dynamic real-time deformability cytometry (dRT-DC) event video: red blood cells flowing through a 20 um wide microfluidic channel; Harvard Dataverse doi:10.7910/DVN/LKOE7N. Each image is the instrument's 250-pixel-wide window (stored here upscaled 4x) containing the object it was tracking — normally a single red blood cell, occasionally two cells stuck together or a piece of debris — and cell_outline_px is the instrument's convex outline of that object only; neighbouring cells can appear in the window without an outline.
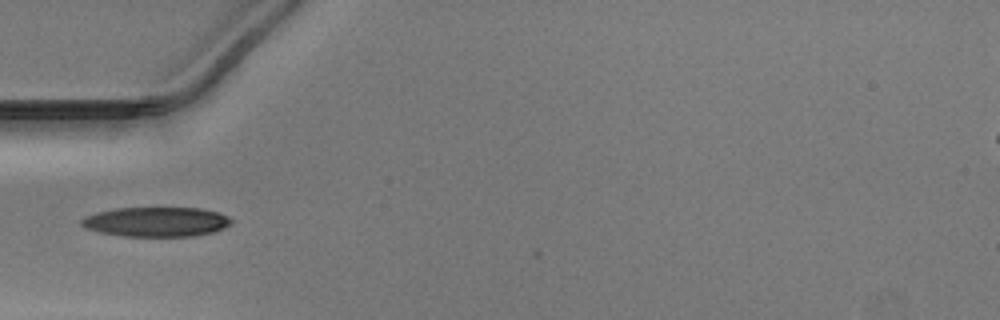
{"species": "Egyptian fruit bat (a non-hibernating species)", "species_latin": "Rousettus aegyptiacus", "temperature_condition": "warm", "stored_images_in_passage": 29, "camera_frame_rate_fps": 3000, "um_per_image_px": 0.085, "animal": {"sex": "male"}, "frame": {"image": 1, "passage_image": 1, "time_ms": 0.0, "image_size_px": [1000, 320], "cell_outline_px": [[232, 220], [224, 228], [212, 232], [192, 236], [124, 236], [100, 232], [88, 228], [80, 224], [80, 220], [84, 216], [96, 212], [116, 208], [200, 208], [220, 212], [228, 216]], "centroid_in_image_um": [13.27, 18.84], "position_along_channel_um": 71.7, "area_um2": 25.78}}
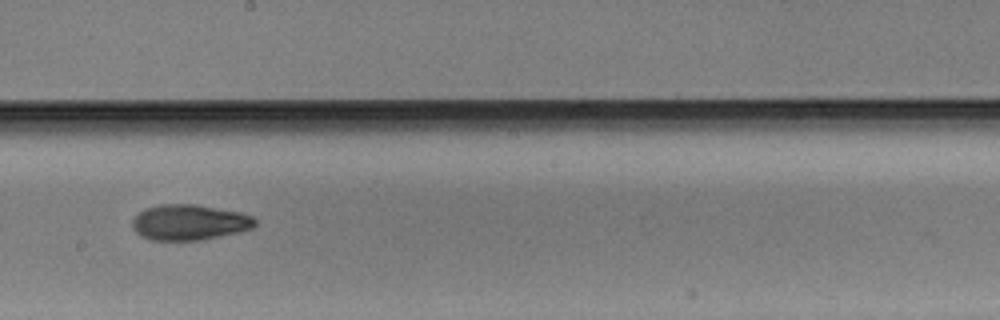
{"frame": {"image": 2, "passage_image": 13, "time_ms": 4.0, "image_size_px": [1000, 320], "cell_outline_px": [[256, 224], [252, 228], [240, 232], [200, 240], [152, 240], [140, 236], [132, 228], [132, 220], [144, 208], [160, 204], [196, 204], [240, 212], [252, 216], [256, 220]], "centroid_in_image_um": [16.09, 18.89], "position_along_channel_um": 232.1, "area_um2": 25.55}}
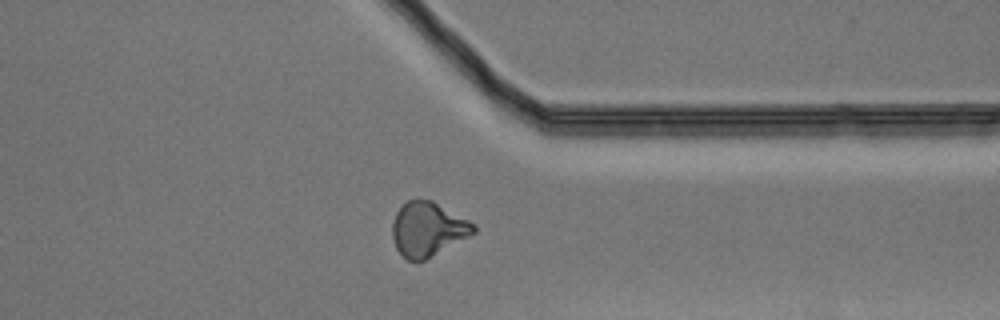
{"frame": {"image": 3, "passage_image": 24, "time_ms": 7.667, "image_size_px": [1000, 320], "cell_outline_px": [[476, 232], [424, 260], [408, 260], [396, 248], [392, 236], [392, 224], [396, 212], [408, 200], [416, 196], [432, 200], [476, 224]], "centroid_in_image_um": [36.35, 19.43], "position_along_channel_um": 375.0, "area_um2": 25.61}}